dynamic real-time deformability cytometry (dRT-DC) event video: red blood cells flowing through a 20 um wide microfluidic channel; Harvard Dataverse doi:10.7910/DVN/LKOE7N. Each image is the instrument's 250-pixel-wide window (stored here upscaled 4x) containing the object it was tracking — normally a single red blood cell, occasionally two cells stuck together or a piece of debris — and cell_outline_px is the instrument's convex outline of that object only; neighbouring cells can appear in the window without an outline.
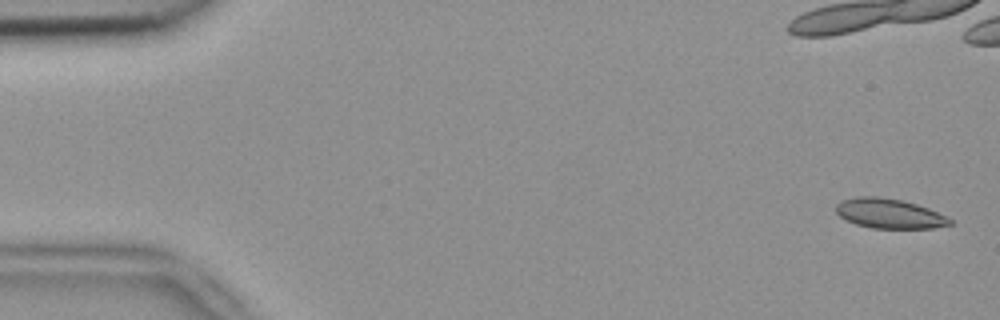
{"species": "common noctule bat (a hibernating species)", "species_latin": "Nyctalus noctula", "temperature_condition": "room temperature", "stored_images_in_passage": 6, "camera_frame_rate_fps": 3000, "um_per_image_px": 0.085, "animal": {"sex": "female", "body_mass_g": 18.4}, "frame": {"image": 1, "passage_image": 1, "time_ms": 0.0, "image_size_px": [1000, 320], "cell_outline_px": [[952, 224], [932, 228], [872, 228], [856, 224], [840, 216], [836, 212], [836, 204], [840, 200], [856, 196], [880, 196], [900, 200], [916, 204], [928, 208], [952, 220]], "centroid_in_image_um": [75.55, 18.14], "position_along_channel_um": 9.5, "area_um2": 19.59}}